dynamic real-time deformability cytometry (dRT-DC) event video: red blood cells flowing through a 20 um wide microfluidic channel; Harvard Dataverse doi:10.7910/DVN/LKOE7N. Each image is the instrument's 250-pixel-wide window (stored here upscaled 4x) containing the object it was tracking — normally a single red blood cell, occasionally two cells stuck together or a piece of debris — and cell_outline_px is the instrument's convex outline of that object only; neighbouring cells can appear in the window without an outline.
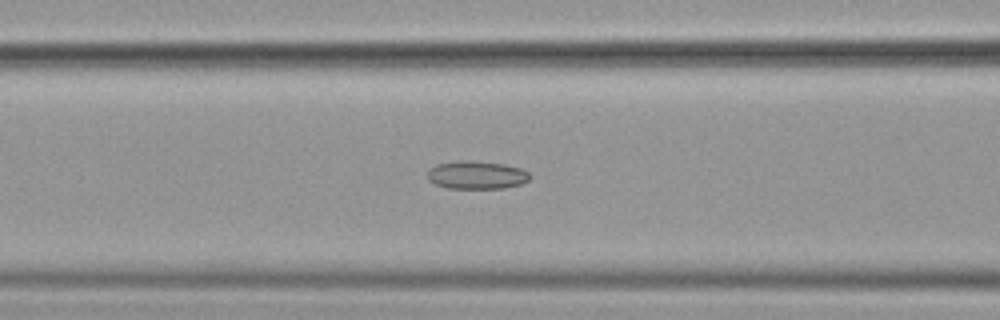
{"species": "common noctule bat (a hibernating species)", "species_latin": "Nyctalus noctula", "temperature_condition": "cold", "stored_images_in_passage": 47, "camera_frame_rate_fps": 3000, "um_per_image_px": 0.085, "animal": {"sex": "female", "body_mass_g": 19.9}, "frame": {"image": 1, "passage_image": 14, "time_ms": 4.333, "image_size_px": [1000, 320], "cell_outline_px": [[528, 180], [520, 184], [504, 188], [448, 188], [436, 184], [428, 180], [428, 172], [436, 164], [504, 164], [520, 168], [528, 172]], "centroid_in_image_um": [40.54, 14.94], "position_along_channel_um": 126.1, "area_um2": 15.43}}
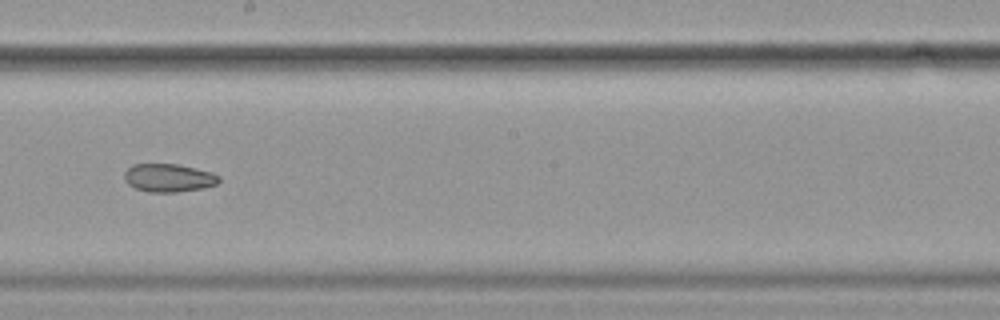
{"frame": {"image": 2, "passage_image": 23, "time_ms": 7.333, "image_size_px": [1000, 320], "cell_outline_px": [[220, 180], [216, 184], [204, 188], [176, 192], [148, 192], [136, 188], [128, 184], [124, 180], [124, 172], [132, 164], [180, 164], [212, 172], [220, 176]], "centroid_in_image_um": [14.34, 15.11], "position_along_channel_um": 233.9, "area_um2": 15.66}}
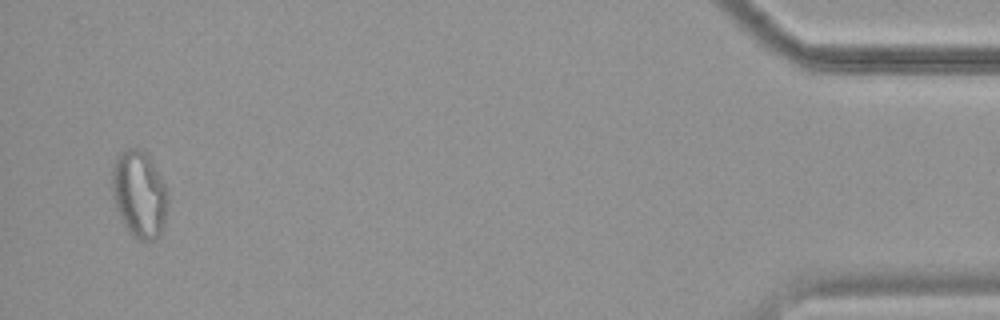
{"frame": {"image": 3, "passage_image": 45, "time_ms": 14.667, "image_size_px": [1000, 320], "cell_outline_px": [[168, 196], [164, 220], [160, 236], [156, 240], [136, 240], [128, 232], [116, 208], [112, 196], [112, 168], [120, 152], [128, 148], [140, 148], [148, 156], [164, 184], [168, 192]], "centroid_in_image_um": [11.82, 16.53], "position_along_channel_um": 423.4, "area_um2": 28.09}}